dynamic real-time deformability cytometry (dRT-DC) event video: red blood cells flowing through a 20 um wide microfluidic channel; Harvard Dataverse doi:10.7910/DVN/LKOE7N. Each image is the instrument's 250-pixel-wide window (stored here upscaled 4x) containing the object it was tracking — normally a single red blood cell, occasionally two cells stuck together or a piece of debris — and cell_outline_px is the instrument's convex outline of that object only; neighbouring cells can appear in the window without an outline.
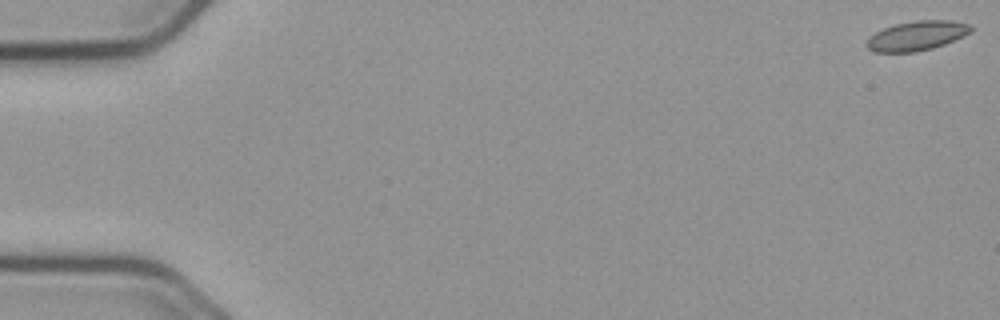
{"species": "common noctule bat (a hibernating species)", "species_latin": "Nyctalus noctula", "temperature_condition": "cold", "stored_images_in_passage": 57, "camera_frame_rate_fps": 3000, "um_per_image_px": 0.085, "animal": {"sex": "male", "body_mass_g": 23.1, "forearm_length_mm": 52.7}, "frame": {"image": 1, "passage_image": 1, "time_ms": 0.0, "image_size_px": [1000, 320], "cell_outline_px": [[972, 32], [964, 36], [944, 44], [932, 48], [916, 52], [872, 52], [864, 44], [876, 32], [884, 28], [896, 24], [916, 20], [952, 20], [972, 24]], "centroid_in_image_um": [77.97, 3.03], "position_along_channel_um": 7.0, "area_um2": 17.98}}
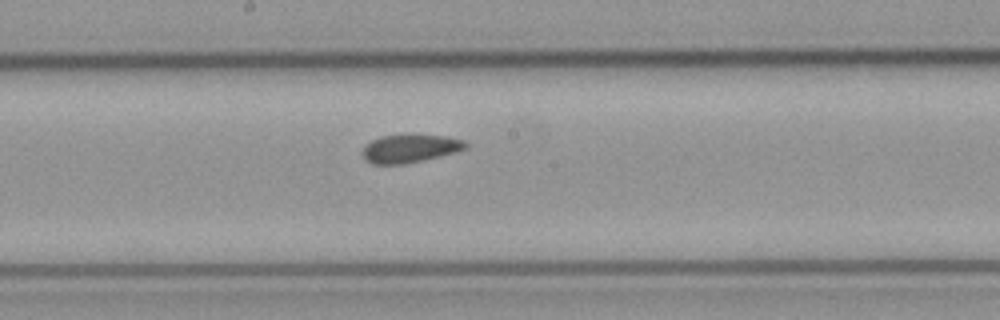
{"frame": {"image": 2, "passage_image": 31, "time_ms": 10.0, "image_size_px": [1000, 320], "cell_outline_px": [[468, 148], [404, 164], [372, 164], [364, 160], [364, 148], [372, 140], [380, 136], [404, 132], [412, 132], [444, 136], [464, 140], [468, 144]], "centroid_in_image_um": [34.83, 12.56], "position_along_channel_um": 213.4, "area_um2": 17.22}}
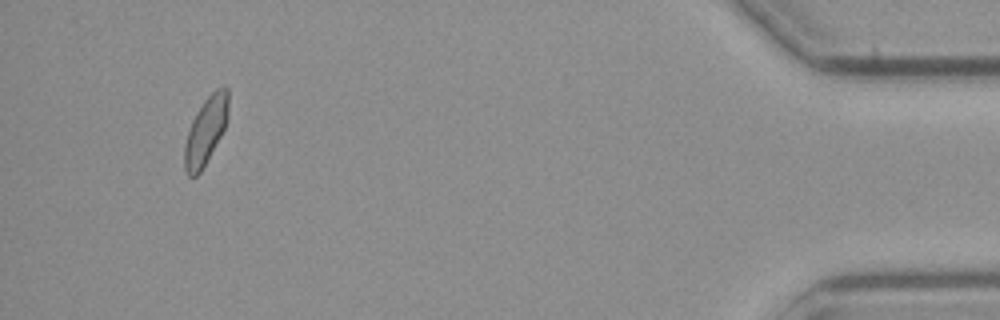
{"frame": {"image": 3, "passage_image": 54, "time_ms": 17.667, "image_size_px": [1000, 320], "cell_outline_px": [[228, 116], [224, 128], [220, 136], [200, 172], [196, 176], [188, 176], [184, 168], [184, 144], [192, 120], [196, 112], [204, 100], [216, 88], [224, 84], [228, 88]], "centroid_in_image_um": [17.48, 11.07], "position_along_channel_um": 417.7, "area_um2": 17.05}, "authors_computed_cell_mechanics": {"area_um2": 17.5712, "velocity_mm_per_s": 3.6357, "shape_relaxation_time_tau1_ms": 5.9387, "shape_relaxation_time_tau2_ms": 1.7156, "deformation_change_tau1": 0.1052, "deformation_change_tau2": 0.0732}}